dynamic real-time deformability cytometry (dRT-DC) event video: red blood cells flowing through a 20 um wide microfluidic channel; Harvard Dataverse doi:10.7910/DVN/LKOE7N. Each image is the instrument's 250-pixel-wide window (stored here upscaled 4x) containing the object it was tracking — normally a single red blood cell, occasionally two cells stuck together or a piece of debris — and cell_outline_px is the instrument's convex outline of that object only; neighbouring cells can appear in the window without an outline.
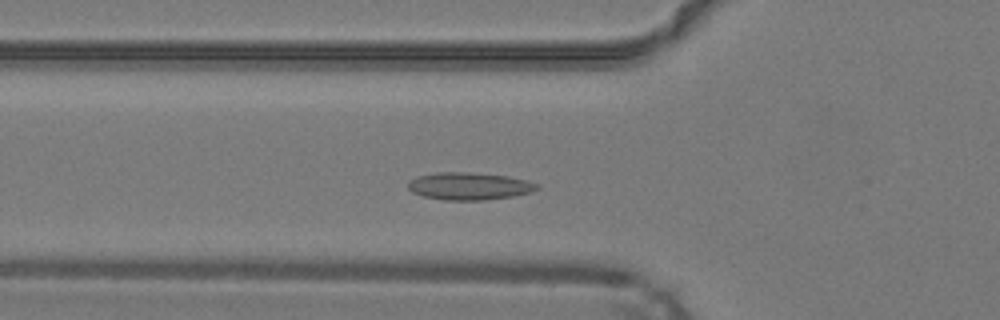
{"species": "common noctule bat (a hibernating species)", "species_latin": "Nyctalus noctula", "temperature_condition": "warm", "stored_images_in_passage": 43, "camera_frame_rate_fps": 3000, "um_per_image_px": 0.085, "animal": {"sex": "male", "body_mass_g": 19.2, "forearm_length_mm": 51.8}, "frame": {"image": 1, "passage_image": 11, "time_ms": 3.333, "image_size_px": [1000, 320], "cell_outline_px": [[540, 188], [532, 192], [512, 196], [484, 200], [444, 200], [424, 196], [412, 192], [408, 188], [408, 180], [416, 176], [436, 172], [468, 172], [508, 176], [528, 180], [540, 184]], "centroid_in_image_um": [39.9, 15.81], "position_along_channel_um": 85.9, "area_um2": 20.81}}
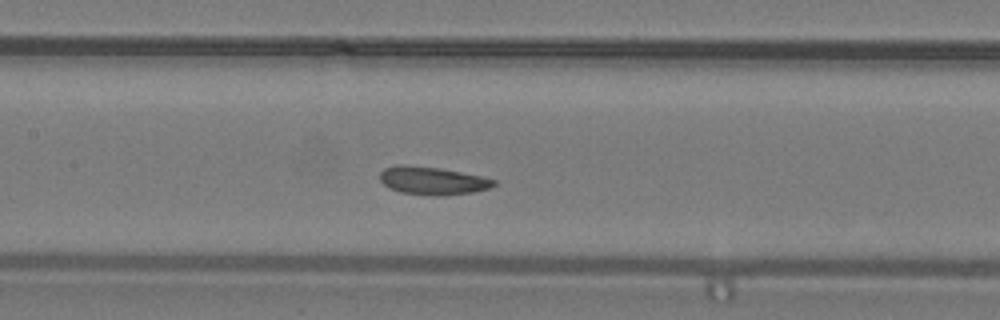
{"frame": {"image": 2, "passage_image": 17, "time_ms": 5.333, "image_size_px": [1000, 320], "cell_outline_px": [[496, 184], [488, 188], [472, 192], [440, 196], [432, 196], [400, 192], [388, 188], [380, 180], [380, 172], [384, 168], [396, 164], [404, 164], [440, 168], [480, 176], [496, 180]], "centroid_in_image_um": [36.71, 15.35], "position_along_channel_um": 170.7, "area_um2": 18.61}}
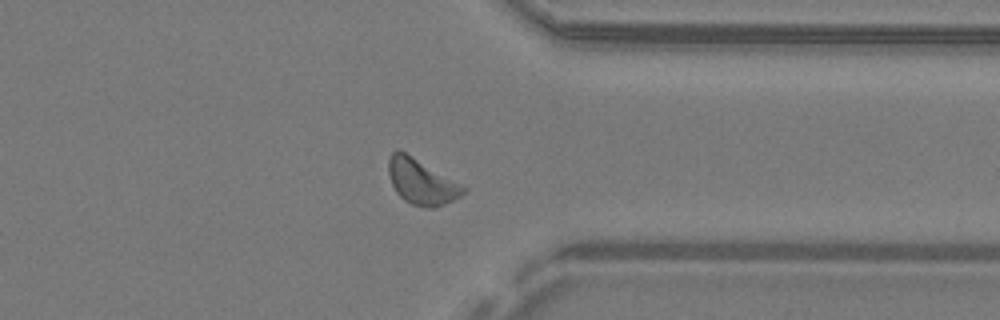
{"frame": {"image": 3, "passage_image": 32, "time_ms": 10.333, "image_size_px": [1000, 320], "cell_outline_px": [[468, 188], [460, 196], [444, 204], [432, 208], [424, 208], [412, 204], [404, 200], [396, 192], [392, 184], [388, 172], [388, 160], [392, 152], [396, 148], [400, 148]], "centroid_in_image_um": [35.79, 15.42], "position_along_channel_um": 375.6, "area_um2": 19.88}, "authors_computed_cell_mechanics": {"area_um2": 18.6694, "velocity_mm_per_s": 4.191, "shape_relaxation_time_tau1_ms": 1.9245, "shape_relaxation_time_tau2_ms": null, "deformation_change_tau1": 0.061, "deformation_change_tau2": null}}